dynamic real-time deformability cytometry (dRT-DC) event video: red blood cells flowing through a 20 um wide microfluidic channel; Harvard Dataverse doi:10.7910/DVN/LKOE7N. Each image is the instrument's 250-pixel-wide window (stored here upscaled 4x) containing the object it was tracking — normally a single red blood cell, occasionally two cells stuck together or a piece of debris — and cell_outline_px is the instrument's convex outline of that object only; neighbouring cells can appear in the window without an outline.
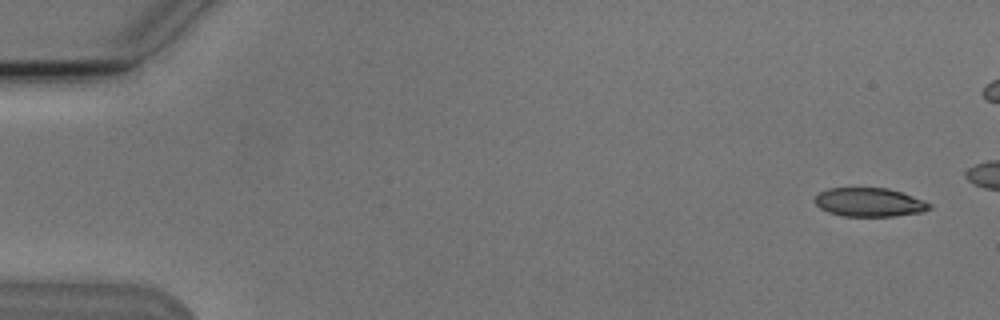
{"species": "Egyptian fruit bat (a non-hibernating species)", "species_latin": "Rousettus aegyptiacus", "temperature_condition": "cold", "stored_images_in_passage": 6, "camera_frame_rate_fps": 3000, "um_per_image_px": 0.085, "animal": {"sex": "male"}, "frame": {"image": 1, "passage_image": 1, "time_ms": 0.0, "image_size_px": [1000, 320], "cell_outline_px": [[932, 208], [924, 212], [892, 216], [840, 216], [828, 212], [820, 208], [812, 200], [820, 192], [828, 188], [888, 188], [924, 200], [932, 204]], "centroid_in_image_um": [73.89, 17.2], "position_along_channel_um": 11.1, "area_um2": 19.31}}